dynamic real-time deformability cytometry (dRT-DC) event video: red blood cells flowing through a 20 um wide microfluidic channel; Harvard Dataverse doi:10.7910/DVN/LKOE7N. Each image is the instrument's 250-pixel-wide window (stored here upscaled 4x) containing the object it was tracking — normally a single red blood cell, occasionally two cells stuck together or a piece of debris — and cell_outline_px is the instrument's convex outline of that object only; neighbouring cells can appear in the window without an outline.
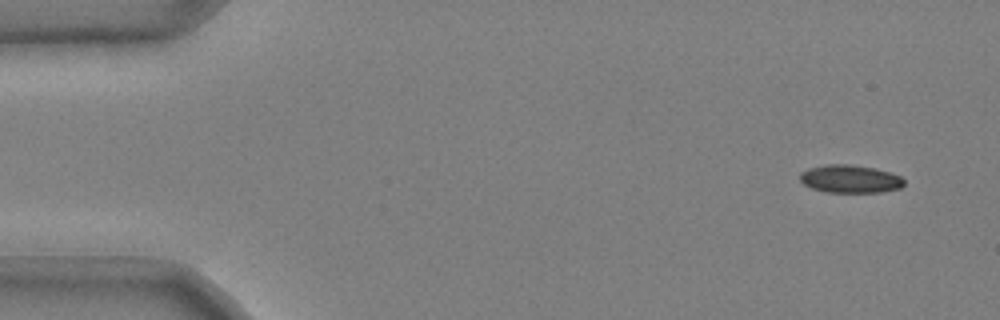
{"species": "common noctule bat (a hibernating species)", "species_latin": "Nyctalus noctula", "temperature_condition": "cold", "stored_images_in_passage": 49, "camera_frame_rate_fps": 3000, "um_per_image_px": 0.085, "animal": {"sex": "male", "body_mass_g": 20.4}, "frame": {"image": 1, "passage_image": 1, "time_ms": 0.0, "image_size_px": [1000, 320], "cell_outline_px": [[904, 184], [900, 188], [880, 192], [824, 192], [812, 188], [804, 184], [800, 180], [800, 172], [808, 168], [828, 164], [852, 164], [876, 168], [900, 176], [904, 180]], "centroid_in_image_um": [72.24, 15.2], "position_along_channel_um": 12.8, "area_um2": 16.99}}
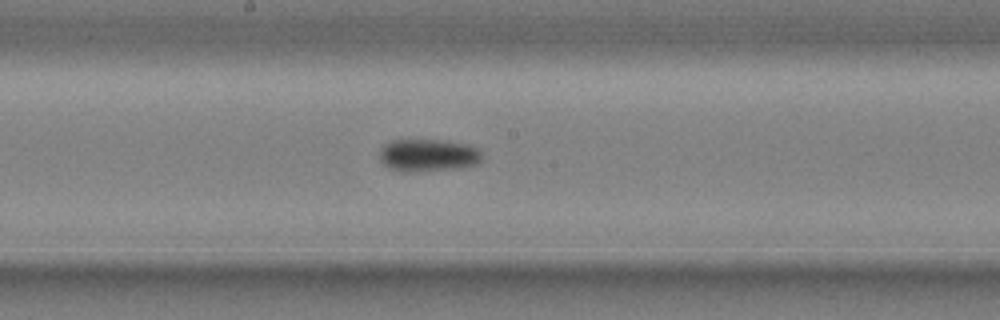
{"frame": {"image": 2, "passage_image": 26, "time_ms": 8.333, "image_size_px": [1000, 320], "cell_outline_px": [[480, 160], [476, 164], [460, 168], [416, 172], [400, 172], [388, 168], [380, 160], [380, 148], [384, 144], [392, 140], [440, 140], [468, 144], [476, 148], [480, 152]], "centroid_in_image_um": [36.34, 13.21], "position_along_channel_um": 211.9, "area_um2": 19.54}}
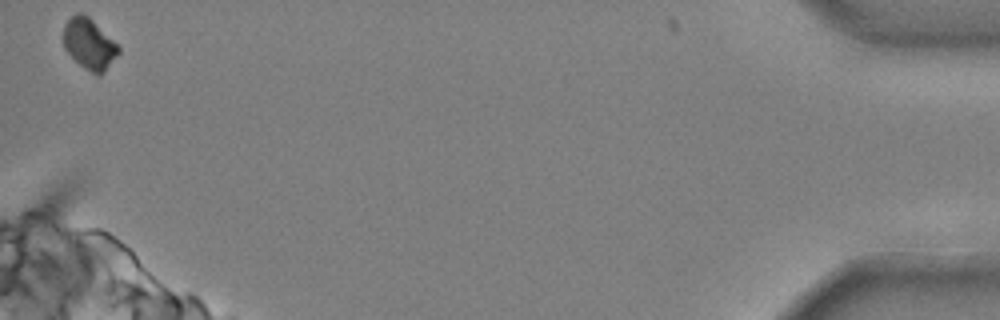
{"frame": {"image": 3, "passage_image": 49, "time_ms": 16.0, "image_size_px": [1000, 320], "cell_outline_px": [[120, 52], [104, 72], [100, 76], [84, 68], [64, 48], [64, 24], [76, 12], [80, 12], [88, 16], [120, 48]], "centroid_in_image_um": [7.58, 3.73], "position_along_channel_um": 427.6, "area_um2": 15.9}}